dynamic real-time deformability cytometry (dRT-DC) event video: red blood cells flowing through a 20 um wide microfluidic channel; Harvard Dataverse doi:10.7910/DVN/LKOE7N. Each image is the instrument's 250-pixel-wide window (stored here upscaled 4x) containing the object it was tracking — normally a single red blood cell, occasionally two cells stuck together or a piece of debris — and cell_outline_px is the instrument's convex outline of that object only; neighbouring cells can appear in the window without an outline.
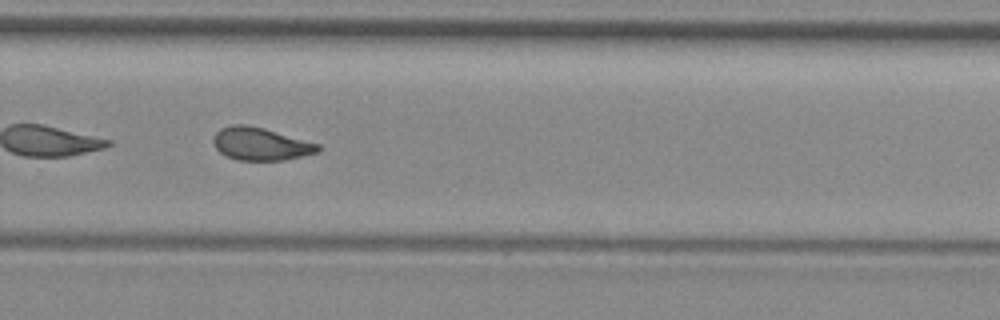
{"species": "common noctule bat (a hibernating species)", "species_latin": "Nyctalus noctula", "temperature_condition": "room temperature", "stored_images_in_passage": 38, "camera_frame_rate_fps": 3000, "um_per_image_px": 0.085, "animal": {"sex": "female", "body_mass_g": 29.2, "forearm_length_mm": 56.3}, "frame": {"image": 1, "passage_image": 22, "time_ms": 7.0, "image_size_px": [1000, 320], "cell_outline_px": [[320, 152], [284, 160], [236, 160], [224, 156], [216, 148], [212, 140], [216, 132], [220, 128], [232, 124], [244, 124], [264, 128], [320, 144]], "centroid_in_image_um": [22.14, 12.23], "position_along_channel_um": 307.7, "area_um2": 20.11}, "authors_computed_cell_mechanics": {"area_um2": 19.941, "velocity_mm_per_s": 3.9596, "shape_relaxation_time_tau1_ms": null, "shape_relaxation_time_tau2_ms": 2.4166, "deformation_change_tau1": null, "deformation_change_tau2": 0.0894}}